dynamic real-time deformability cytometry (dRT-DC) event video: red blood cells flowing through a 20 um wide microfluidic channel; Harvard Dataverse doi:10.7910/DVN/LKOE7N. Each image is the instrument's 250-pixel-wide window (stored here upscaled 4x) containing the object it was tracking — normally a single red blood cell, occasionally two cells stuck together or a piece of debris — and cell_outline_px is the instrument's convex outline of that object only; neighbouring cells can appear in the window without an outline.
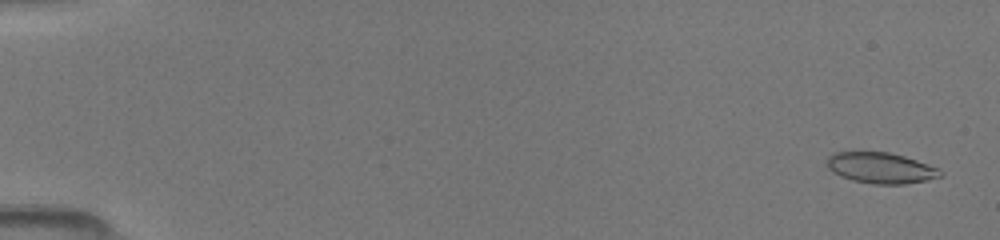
{"species": "common noctule bat (a hibernating species)", "species_latin": "Nyctalus noctula", "temperature_condition": "room temperature", "stored_images_in_passage": 49, "camera_frame_rate_fps": 3000, "um_per_image_px": 0.085, "animal": {"sex": "female", "body_mass_g": 19.5, "forearm_length_mm": 54.1}, "frame": {"image": 1, "passage_image": 2, "time_ms": 0.333, "image_size_px": [1000, 240], "cell_outline_px": [[944, 172], [940, 176], [924, 180], [904, 184], [876, 184], [852, 180], [840, 176], [832, 172], [828, 168], [828, 156], [832, 152], [888, 152], [904, 156], [940, 168]], "centroid_in_image_um": [74.86, 14.27], "position_along_channel_um": 10.1, "area_um2": 20.29}}
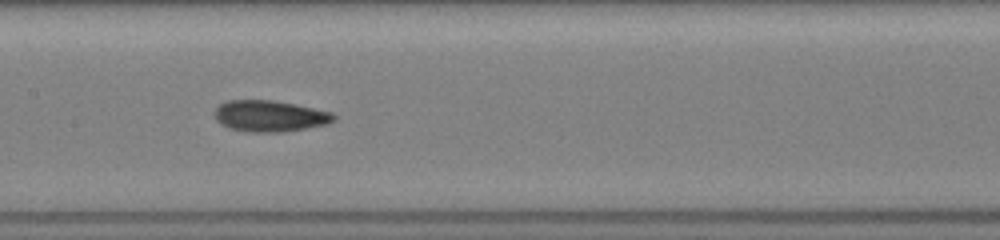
{"frame": {"image": 2, "passage_image": 26, "time_ms": 8.333, "image_size_px": [1000, 240], "cell_outline_px": [[336, 120], [328, 124], [284, 132], [252, 132], [228, 128], [220, 124], [216, 120], [216, 108], [220, 104], [228, 100], [272, 100], [296, 104], [332, 112], [336, 116]], "centroid_in_image_um": [22.96, 9.86], "position_along_channel_um": 184.4, "area_um2": 21.79}}
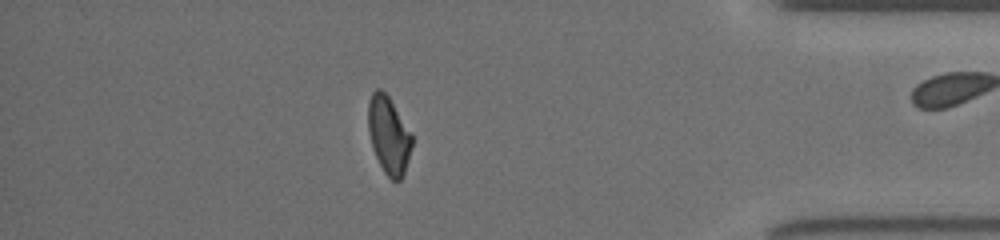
{"frame": {"image": 3, "passage_image": 44, "time_ms": 14.333, "image_size_px": [1000, 240], "cell_outline_px": [[412, 144], [404, 172], [400, 180], [392, 180], [384, 172], [372, 148], [368, 132], [368, 100], [372, 92], [376, 88], [380, 88], [388, 96], [412, 136]], "centroid_in_image_um": [33.0, 11.47], "position_along_channel_um": 402.2, "area_um2": 19.36}}